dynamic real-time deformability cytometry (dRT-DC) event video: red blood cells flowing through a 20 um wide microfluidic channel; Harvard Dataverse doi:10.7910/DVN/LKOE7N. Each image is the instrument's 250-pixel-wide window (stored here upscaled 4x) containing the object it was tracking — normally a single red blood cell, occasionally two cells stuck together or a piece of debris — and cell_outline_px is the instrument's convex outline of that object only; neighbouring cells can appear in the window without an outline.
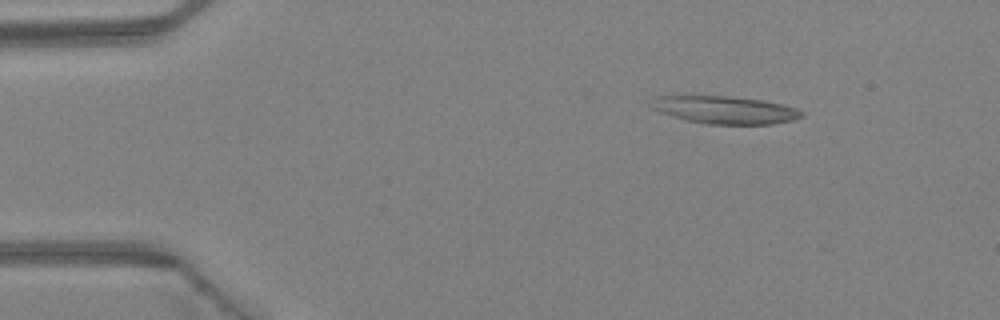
{"species": "Egyptian fruit bat (a non-hibernating species)", "species_latin": "Rousettus aegyptiacus", "temperature_condition": "warm", "stored_images_in_passage": 5, "camera_frame_rate_fps": 3000, "um_per_image_px": 0.085, "animal": {"sex": "female"}, "frame": {"image": 1, "passage_image": 2, "time_ms": 0.333, "image_size_px": [1000, 320], "cell_outline_px": [[804, 116], [792, 120], [772, 124], [704, 124], [672, 116], [660, 112], [652, 108], [656, 96], [728, 96], [760, 100], [784, 104], [796, 108], [804, 112]], "centroid_in_image_um": [61.68, 9.35], "position_along_channel_um": 23.3, "area_um2": 23.99}}